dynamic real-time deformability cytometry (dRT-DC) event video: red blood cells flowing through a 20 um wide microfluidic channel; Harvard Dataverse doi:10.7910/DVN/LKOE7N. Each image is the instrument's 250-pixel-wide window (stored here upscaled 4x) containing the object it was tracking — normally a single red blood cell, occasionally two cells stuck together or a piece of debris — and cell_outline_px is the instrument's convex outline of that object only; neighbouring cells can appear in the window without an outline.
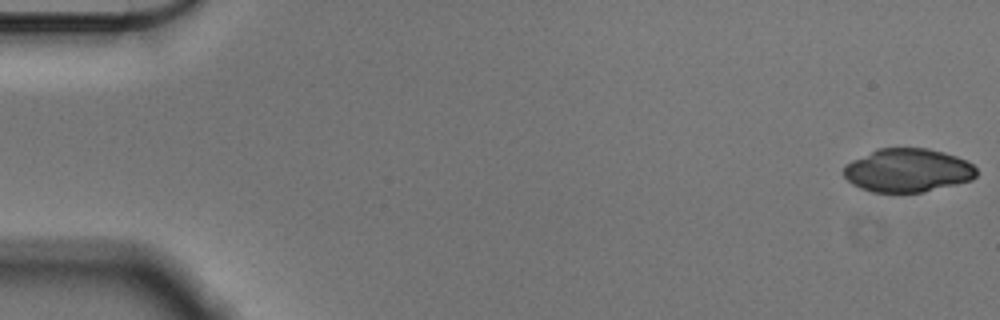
{"species": "Egyptian fruit bat (a non-hibernating species)", "species_latin": "Rousettus aegyptiacus", "temperature_condition": "cold", "stored_images_in_passage": 55, "camera_frame_rate_fps": 3000, "um_per_image_px": 0.085, "animal": {"sex": "male"}, "frame": {"image": 1, "passage_image": 1, "time_ms": 0.0, "image_size_px": [1000, 320], "cell_outline_px": [[976, 176], [972, 180], [924, 192], [872, 192], [860, 188], [852, 184], [844, 176], [844, 168], [852, 160], [876, 148], [928, 148], [944, 152], [968, 160], [976, 168]], "centroid_in_image_um": [77.17, 14.47], "position_along_channel_um": 7.8, "area_um2": 33.76}}
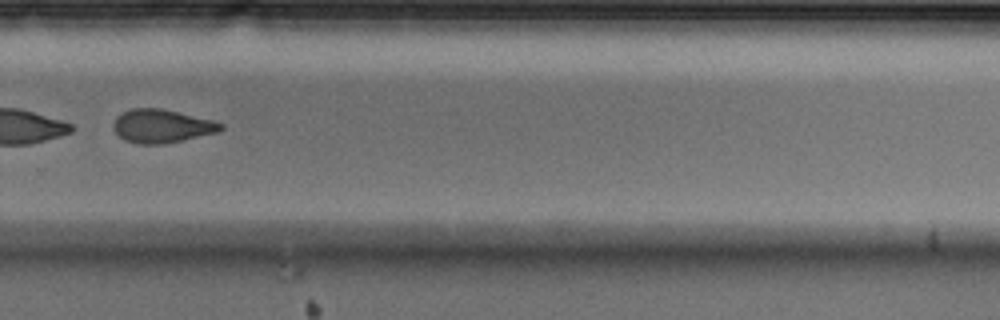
{"frame": {"image": 2, "passage_image": 39, "time_ms": 12.667, "image_size_px": [1000, 320], "cell_outline_px": [[224, 128], [216, 132], [180, 140], [160, 144], [136, 144], [124, 140], [112, 128], [112, 124], [116, 116], [132, 108], [160, 108], [212, 120], [224, 124]], "centroid_in_image_um": [13.7, 10.71], "position_along_channel_um": 316.1, "area_um2": 20.63}}